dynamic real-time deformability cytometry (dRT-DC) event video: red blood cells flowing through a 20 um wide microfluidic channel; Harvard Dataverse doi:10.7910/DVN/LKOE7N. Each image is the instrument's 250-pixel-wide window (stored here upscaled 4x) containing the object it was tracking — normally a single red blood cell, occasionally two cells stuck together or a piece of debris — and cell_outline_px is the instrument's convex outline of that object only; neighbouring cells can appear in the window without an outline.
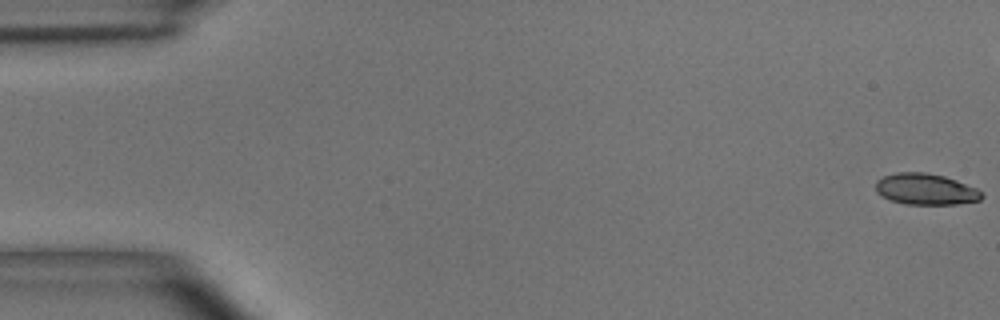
{"species": "common noctule bat (a hibernating species)", "species_latin": "Nyctalus noctula", "temperature_condition": "room temperature", "stored_images_in_passage": 6, "camera_frame_rate_fps": 3000, "um_per_image_px": 0.085, "animal": {"sex": "male", "body_mass_g": 15.6}, "frame": {"image": 1, "passage_image": 1, "time_ms": 0.0, "image_size_px": [1000, 320], "cell_outline_px": [[984, 196], [980, 200], [956, 204], [904, 204], [880, 196], [876, 192], [876, 180], [884, 176], [896, 172], [924, 172], [944, 176], [956, 180], [976, 188]], "centroid_in_image_um": [78.65, 16.08], "position_along_channel_um": 6.3, "area_um2": 19.25}}
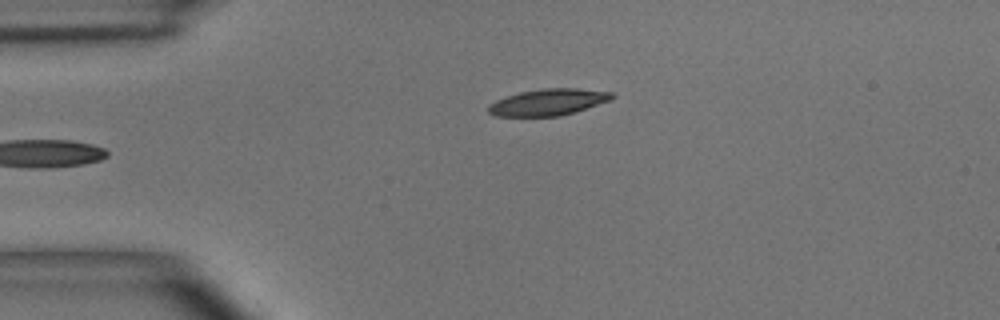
{"frame": {"image": 2, "passage_image": 6, "time_ms": 5.667, "image_size_px": [1000, 320], "cell_outline_px": [[616, 96], [612, 100], [576, 112], [560, 116], [496, 116], [488, 112], [488, 104], [496, 100], [520, 92], [544, 88], [576, 88], [612, 92]], "centroid_in_image_um": [46.64, 8.68], "position_along_channel_um": 38.4, "area_um2": 19.19}}